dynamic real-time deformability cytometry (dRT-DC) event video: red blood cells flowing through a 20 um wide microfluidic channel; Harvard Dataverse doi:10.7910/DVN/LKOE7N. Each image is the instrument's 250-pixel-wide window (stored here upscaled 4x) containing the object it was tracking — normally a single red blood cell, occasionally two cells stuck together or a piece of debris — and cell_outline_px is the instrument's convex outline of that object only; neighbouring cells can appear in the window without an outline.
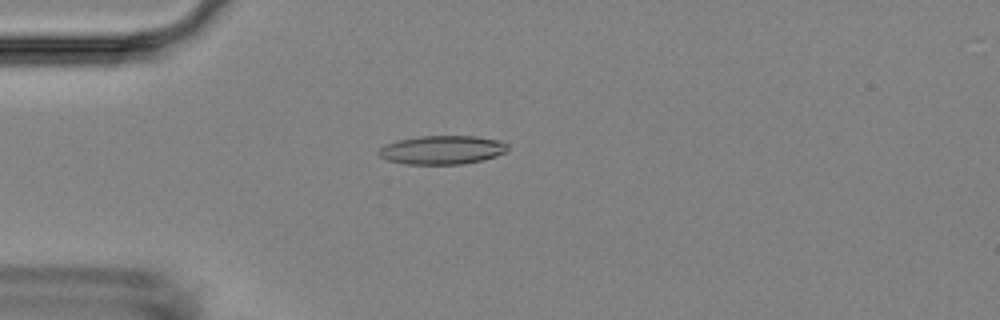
{"species": "Egyptian fruit bat (a non-hibernating species)", "species_latin": "Rousettus aegyptiacus", "temperature_condition": "room temperature", "stored_images_in_passage": 50, "camera_frame_rate_fps": 3000, "um_per_image_px": 0.085, "animal": {"sex": "female"}, "frame": {"image": 1, "passage_image": 10, "time_ms": 3.0, "image_size_px": [1000, 320], "cell_outline_px": [[508, 148], [504, 152], [496, 156], [484, 160], [460, 164], [404, 164], [388, 160], [380, 156], [376, 152], [384, 144], [400, 140], [420, 136], [476, 136], [500, 140], [508, 144]], "centroid_in_image_um": [37.58, 12.74], "position_along_channel_um": 47.4, "area_um2": 21.62}}
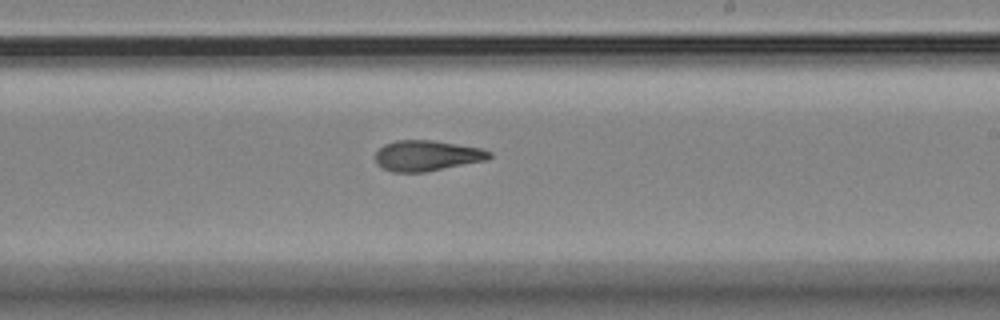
{"frame": {"image": 2, "passage_image": 28, "time_ms": 9.0, "image_size_px": [1000, 320], "cell_outline_px": [[492, 156], [488, 160], [424, 172], [392, 172], [376, 164], [376, 152], [384, 144], [396, 140], [432, 140], [484, 148], [492, 152]], "centroid_in_image_um": [36.32, 13.22], "position_along_channel_um": 252.7, "area_um2": 20.46}}
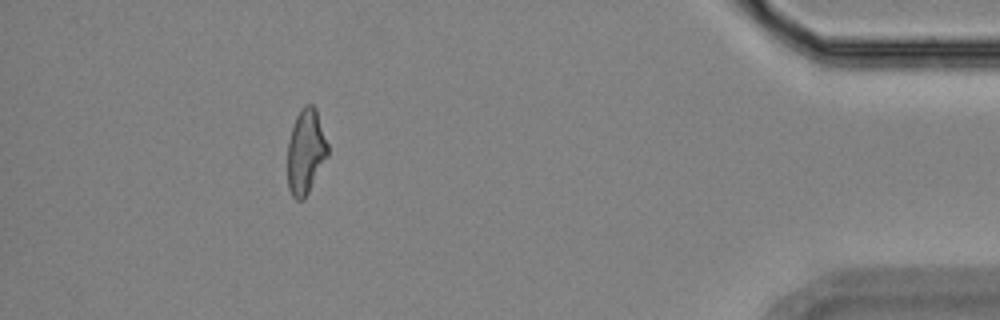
{"frame": {"image": 3, "passage_image": 45, "time_ms": 14.667, "image_size_px": [1000, 320], "cell_outline_px": [[328, 156], [304, 200], [296, 200], [292, 196], [288, 188], [288, 140], [296, 116], [300, 108], [304, 104], [312, 104], [316, 108], [328, 144]], "centroid_in_image_um": [25.99, 12.88], "position_along_channel_um": 409.2, "area_um2": 20.0}, "authors_computed_cell_mechanics": {"area_um2": 20.4901, "velocity_mm_per_s": 3.6585, "shape_relaxation_time_tau1_ms": 8.4299, "shape_relaxation_time_tau2_ms": 3.0124, "deformation_change_tau1": 0.2312, "deformation_change_tau2": 0.1224}}